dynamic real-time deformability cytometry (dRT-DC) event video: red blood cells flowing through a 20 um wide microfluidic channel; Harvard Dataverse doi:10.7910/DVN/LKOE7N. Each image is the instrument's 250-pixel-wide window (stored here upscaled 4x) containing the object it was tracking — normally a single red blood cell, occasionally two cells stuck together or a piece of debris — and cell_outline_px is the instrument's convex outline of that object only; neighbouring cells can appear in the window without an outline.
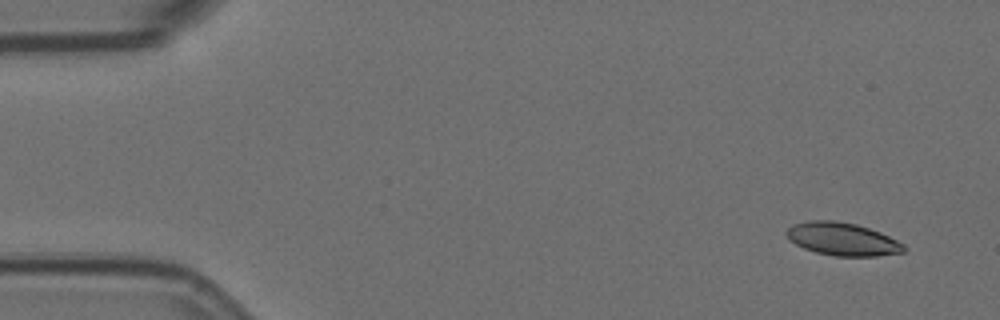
{"species": "Egyptian fruit bat (a non-hibernating species)", "species_latin": "Rousettus aegyptiacus", "temperature_condition": "room temperature", "stored_images_in_passage": 7, "camera_frame_rate_fps": 3000, "um_per_image_px": 0.085, "animal": {"sex": "female"}, "frame": {"image": 1, "passage_image": 2, "time_ms": 0.333, "image_size_px": [1000, 320], "cell_outline_px": [[908, 248], [904, 252], [876, 256], [836, 256], [816, 252], [804, 248], [788, 240], [784, 232], [792, 224], [808, 220], [832, 220], [856, 224], [880, 232], [904, 244]], "centroid_in_image_um": [71.58, 20.32], "position_along_channel_um": 13.4, "area_um2": 22.6}}
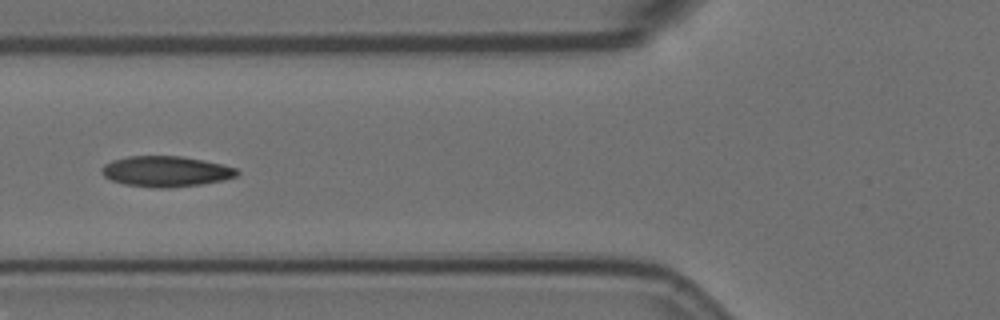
{"frame": {"image": 2, "passage_image": 7, "time_ms": 2.0, "image_size_px": [1000, 320], "cell_outline_px": [[240, 172], [236, 176], [224, 180], [200, 184], [172, 188], [156, 188], [124, 184], [112, 180], [104, 176], [100, 172], [100, 168], [104, 164], [112, 160], [128, 156], [180, 156], [220, 164], [236, 168]], "centroid_in_image_um": [14.06, 14.57], "position_along_channel_um": 111.7, "area_um2": 24.1}}